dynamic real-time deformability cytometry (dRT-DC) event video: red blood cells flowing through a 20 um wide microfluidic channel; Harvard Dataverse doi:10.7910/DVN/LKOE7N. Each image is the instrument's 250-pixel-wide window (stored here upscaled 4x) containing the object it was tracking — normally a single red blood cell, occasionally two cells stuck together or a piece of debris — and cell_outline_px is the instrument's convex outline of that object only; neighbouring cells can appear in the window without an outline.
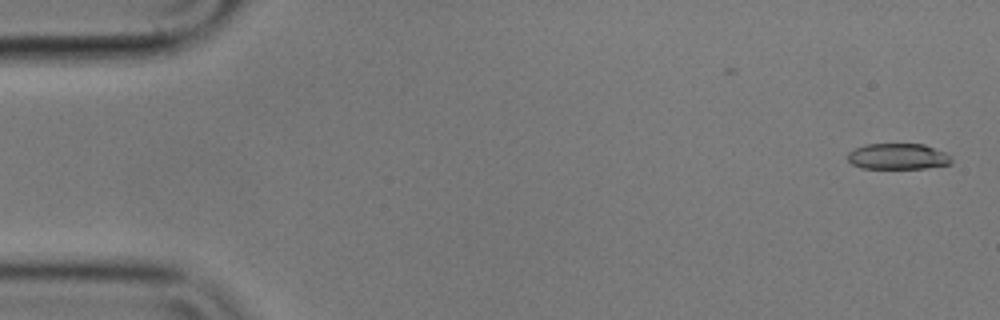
{"species": "common noctule bat (a hibernating species)", "species_latin": "Nyctalus noctula", "temperature_condition": "cold", "stored_images_in_passage": 52, "camera_frame_rate_fps": 3000, "um_per_image_px": 0.085, "animal": {"sex": "male", "body_mass_g": 17.9}, "frame": {"image": 1, "passage_image": 2, "time_ms": 0.333, "image_size_px": [1000, 320], "cell_outline_px": [[952, 164], [924, 168], [860, 168], [852, 164], [848, 160], [848, 152], [864, 144], [924, 144], [944, 152], [952, 156]], "centroid_in_image_um": [76.33, 13.3], "position_along_channel_um": 8.7, "area_um2": 15.72}}
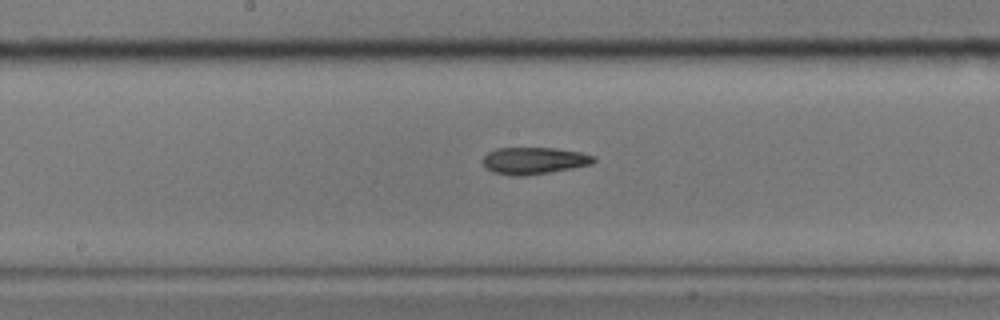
{"frame": {"image": 2, "passage_image": 29, "time_ms": 9.333, "image_size_px": [1000, 320], "cell_outline_px": [[596, 160], [592, 164], [572, 168], [524, 176], [512, 176], [492, 172], [480, 160], [488, 152], [496, 148], [556, 148], [580, 152], [596, 156]], "centroid_in_image_um": [45.38, 13.65], "position_along_channel_um": 202.8, "area_um2": 17.46}}
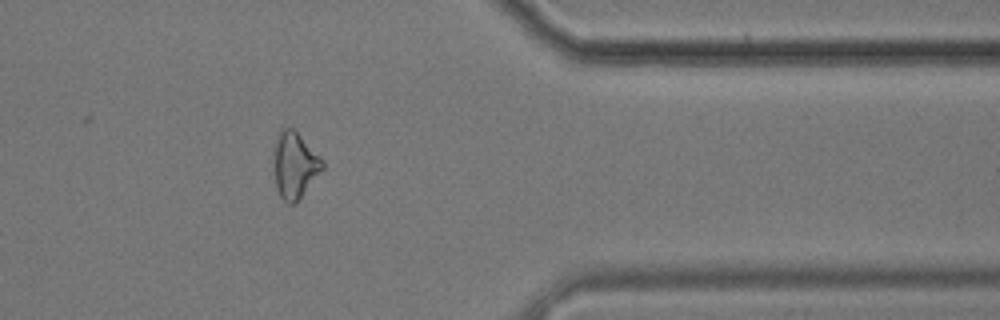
{"frame": {"image": 3, "passage_image": 46, "time_ms": 15.0, "image_size_px": [1000, 320], "cell_outline_px": [[324, 168], [296, 204], [288, 204], [280, 196], [276, 188], [276, 136], [284, 128], [292, 128], [324, 160]], "centroid_in_image_um": [25.1, 14.09], "position_along_channel_um": 386.3, "area_um2": 18.21}}